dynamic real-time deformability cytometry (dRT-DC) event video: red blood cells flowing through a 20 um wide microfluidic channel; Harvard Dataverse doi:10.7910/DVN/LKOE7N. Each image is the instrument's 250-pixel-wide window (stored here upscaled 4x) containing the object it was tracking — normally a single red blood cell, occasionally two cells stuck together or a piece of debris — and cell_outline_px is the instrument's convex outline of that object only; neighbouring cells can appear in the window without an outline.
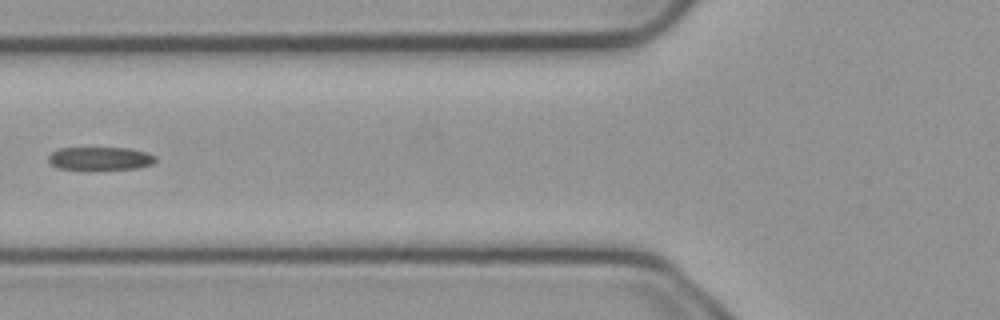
{"species": "common noctule bat (a hibernating species)", "species_latin": "Nyctalus noctula", "temperature_condition": "cold", "stored_images_in_passage": 4, "camera_frame_rate_fps": 3000, "um_per_image_px": 0.085, "animal": {"sex": "male", "body_mass_g": 23.1, "forearm_length_mm": 52.7}, "frame": {"image": 1, "passage_image": 4, "time_ms": 1.0, "image_size_px": [1000, 320], "cell_outline_px": [[156, 160], [152, 164], [140, 168], [88, 172], [56, 168], [48, 160], [48, 156], [52, 152], [60, 148], [128, 148], [148, 152], [156, 156]], "centroid_in_image_um": [8.51, 13.52], "position_along_channel_um": 117.3, "area_um2": 15.32}}